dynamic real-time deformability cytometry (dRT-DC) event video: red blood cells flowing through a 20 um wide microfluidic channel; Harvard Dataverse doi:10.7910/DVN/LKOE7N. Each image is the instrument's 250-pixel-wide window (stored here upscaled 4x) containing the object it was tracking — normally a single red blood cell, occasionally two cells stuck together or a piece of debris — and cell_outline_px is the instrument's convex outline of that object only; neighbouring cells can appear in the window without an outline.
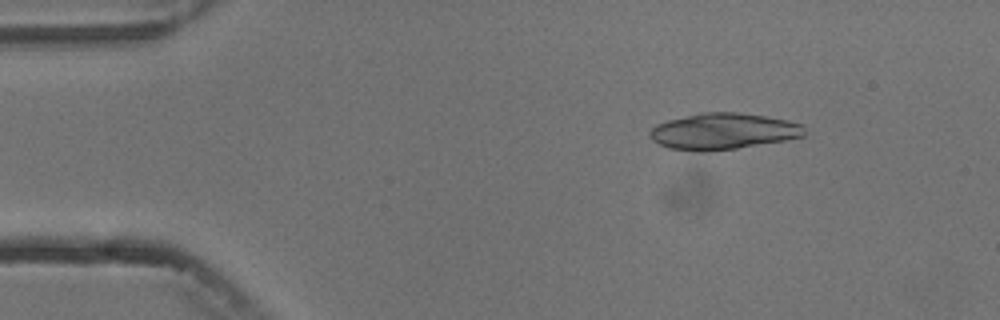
{"species": "common noctule bat (a hibernating species)", "species_latin": "Nyctalus noctula", "temperature_condition": "cold", "stored_images_in_passage": 5, "camera_frame_rate_fps": 3000, "um_per_image_px": 0.085, "animal": {"sex": "male", "body_mass_g": 13.3}, "frame": {"image": 1, "passage_image": 2, "time_ms": 2.0, "image_size_px": [1000, 320], "cell_outline_px": [[804, 136], [784, 140], [736, 148], [708, 152], [700, 152], [668, 148], [652, 140], [648, 132], [656, 124], [668, 120], [700, 112], [736, 112], [764, 116], [788, 120], [804, 124]], "centroid_in_image_um": [61.44, 11.16], "position_along_channel_um": 23.6, "area_um2": 32.71}}